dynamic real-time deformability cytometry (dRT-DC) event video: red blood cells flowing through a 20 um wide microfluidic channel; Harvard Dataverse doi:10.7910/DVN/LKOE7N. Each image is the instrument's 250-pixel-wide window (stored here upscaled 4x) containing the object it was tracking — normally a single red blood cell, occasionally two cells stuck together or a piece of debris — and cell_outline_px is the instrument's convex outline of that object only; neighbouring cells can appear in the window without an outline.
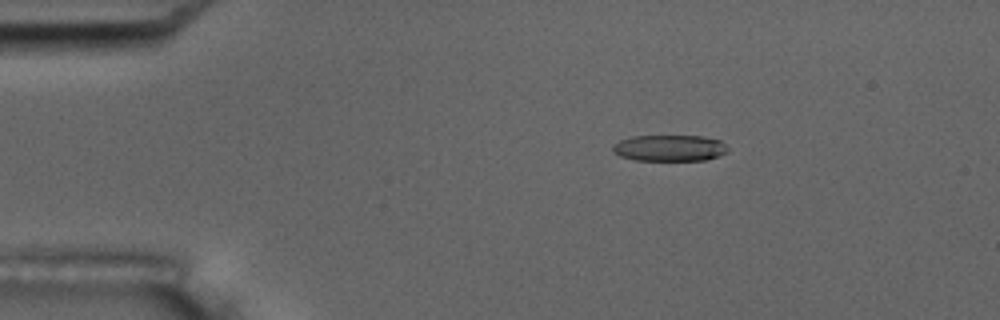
{"species": "common noctule bat (a hibernating species)", "species_latin": "Nyctalus noctula", "temperature_condition": "room temperature", "stored_images_in_passage": 3, "camera_frame_rate_fps": 3000, "um_per_image_px": 0.085, "animal": {"sex": "male", "body_mass_g": 17.5, "forearm_length_mm": 52.3}, "frame": {"image": 1, "passage_image": 1, "time_ms": 0.0, "image_size_px": [1000, 320], "cell_outline_px": [[728, 152], [704, 160], [636, 160], [620, 156], [612, 152], [612, 144], [620, 140], [632, 136], [704, 136], [720, 140], [728, 148]], "centroid_in_image_um": [56.88, 12.57], "position_along_channel_um": 28.1, "area_um2": 17.63}}